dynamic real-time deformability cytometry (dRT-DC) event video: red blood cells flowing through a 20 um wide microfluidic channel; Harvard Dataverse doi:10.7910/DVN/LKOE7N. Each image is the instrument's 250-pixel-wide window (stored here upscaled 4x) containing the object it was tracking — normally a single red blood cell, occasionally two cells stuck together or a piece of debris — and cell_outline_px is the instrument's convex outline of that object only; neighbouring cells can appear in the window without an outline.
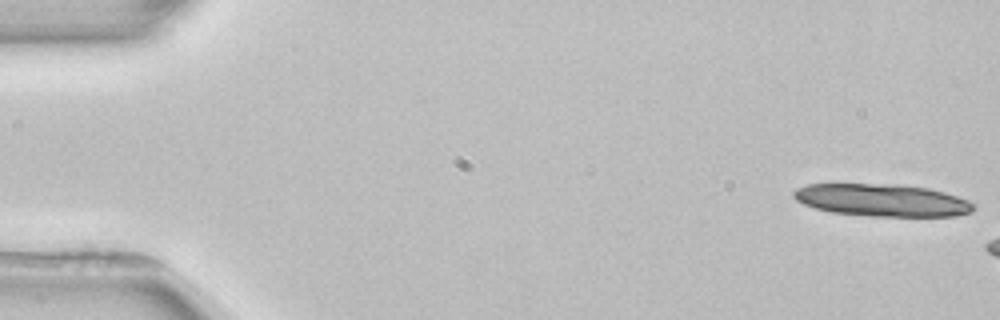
{"species": "common noctule bat (a hibernating species)", "species_latin": "Nyctalus noctula", "temperature_condition": "room temperature", "stored_images_in_passage": 3, "camera_frame_rate_fps": 3000, "um_per_image_px": 0.085, "animal": {"sex": "female", "body_mass_g": 22.7, "forearm_length_mm": 54.2}, "frame": {"image": 1, "passage_image": 1, "time_ms": 0.0, "image_size_px": [1000, 320], "cell_outline_px": [[976, 208], [972, 212], [956, 216], [872, 216], [832, 212], [816, 208], [804, 204], [796, 200], [792, 196], [792, 192], [796, 188], [808, 184], [900, 184], [928, 188], [944, 192], [968, 200]], "centroid_in_image_um": [74.98, 17.01], "position_along_channel_um": 10.0, "area_um2": 33.99}}